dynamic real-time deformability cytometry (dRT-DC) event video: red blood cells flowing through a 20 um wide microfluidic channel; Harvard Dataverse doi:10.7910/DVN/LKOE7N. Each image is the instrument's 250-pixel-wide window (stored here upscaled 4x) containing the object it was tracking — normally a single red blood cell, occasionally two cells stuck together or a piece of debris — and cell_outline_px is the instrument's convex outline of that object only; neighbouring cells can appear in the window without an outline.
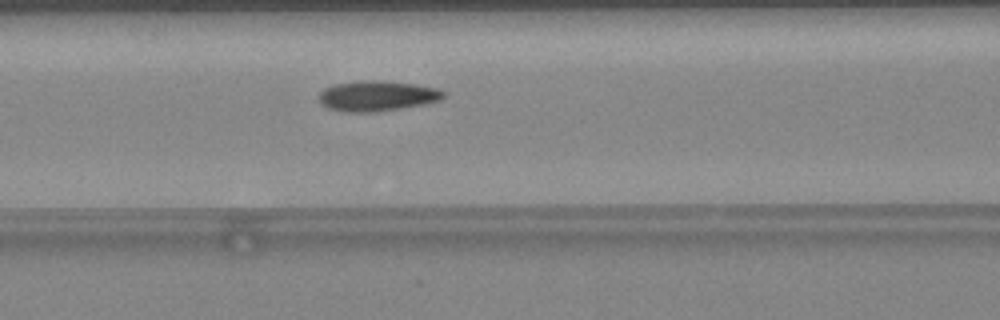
{"species": "common noctule bat (a hibernating species)", "species_latin": "Nyctalus noctula", "temperature_condition": "warm", "stored_images_in_passage": 42, "camera_frame_rate_fps": 3000, "um_per_image_px": 0.085, "animal": {"sex": "female", "body_mass_g": 24.6, "forearm_length_mm": 56.2}, "frame": {"image": 1, "passage_image": 14, "time_ms": 4.333, "image_size_px": [1000, 320], "cell_outline_px": [[444, 100], [424, 104], [400, 108], [372, 112], [344, 112], [328, 108], [320, 104], [320, 92], [324, 88], [336, 84], [356, 80], [376, 80], [416, 84], [436, 88], [444, 92]], "centroid_in_image_um": [32.05, 8.15], "position_along_channel_um": 134.6, "area_um2": 22.08}}
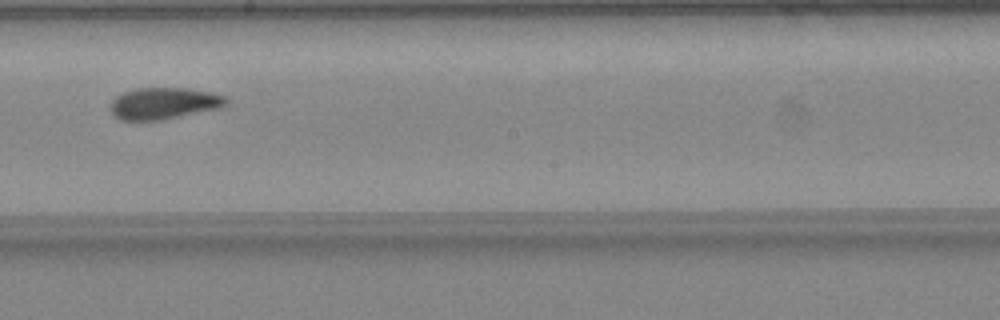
{"frame": {"image": 2, "passage_image": 21, "time_ms": 6.667, "image_size_px": [1000, 320], "cell_outline_px": [[228, 104], [220, 108], [164, 120], [120, 120], [112, 116], [108, 108], [112, 100], [116, 96], [124, 92], [136, 88], [184, 88], [208, 92], [224, 96], [228, 100]], "centroid_in_image_um": [13.88, 8.8], "position_along_channel_um": 234.3, "area_um2": 21.56}}
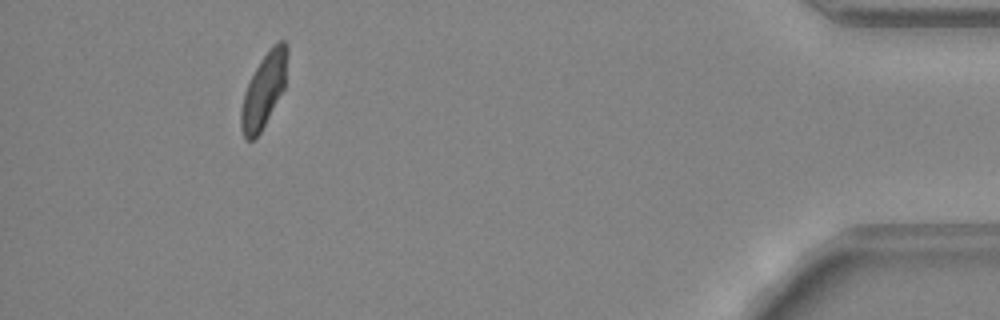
{"frame": {"image": 3, "passage_image": 38, "time_ms": 12.333, "image_size_px": [1000, 320], "cell_outline_px": [[288, 52], [284, 88], [260, 132], [252, 140], [244, 140], [240, 124], [240, 112], [244, 92], [260, 60], [272, 44], [280, 40], [284, 40], [288, 44]], "centroid_in_image_um": [22.42, 7.64], "position_along_channel_um": 412.8, "area_um2": 19.83}, "authors_computed_cell_mechanics": {"area_um2": 20.9814, "velocity_mm_per_s": 4.2791, "shape_relaxation_time_tau1_ms": 6.4689, "shape_relaxation_time_tau2_ms": 3.2053, "deformation_change_tau1": 0.1749, "deformation_change_tau2": 0.0794}}